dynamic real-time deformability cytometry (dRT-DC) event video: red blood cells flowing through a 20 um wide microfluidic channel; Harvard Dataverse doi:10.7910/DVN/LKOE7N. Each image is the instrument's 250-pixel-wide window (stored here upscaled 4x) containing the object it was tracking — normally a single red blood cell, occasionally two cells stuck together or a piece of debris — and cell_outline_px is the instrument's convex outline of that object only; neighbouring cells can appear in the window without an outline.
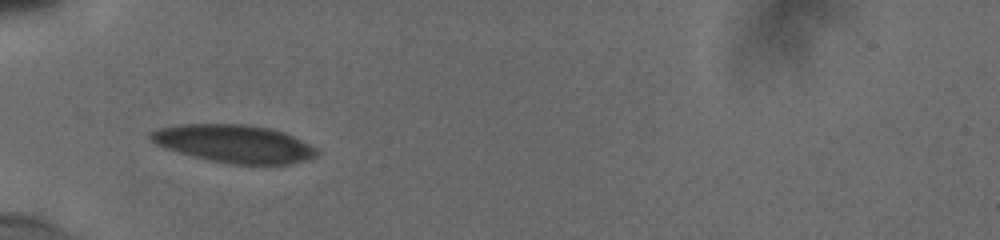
{"species": "human", "species_latin": "Homo sapiens", "temperature_condition": "cold", "stored_images_in_passage": 2, "camera_frame_rate_fps": 3000, "um_per_image_px": 0.085, "donor": {"sex": "male"}, "frame": {"image": 1, "passage_image": 1, "time_ms": 0.0, "image_size_px": [1000, 240], "cell_outline_px": [[320, 152], [316, 156], [308, 160], [292, 164], [228, 164], [208, 160], [192, 156], [156, 144], [148, 136], [148, 132], [156, 128], [180, 124], [244, 124], [268, 128], [284, 132], [316, 148]], "centroid_in_image_um": [19.89, 12.22], "position_along_channel_um": 65.1, "area_um2": 36.65}}